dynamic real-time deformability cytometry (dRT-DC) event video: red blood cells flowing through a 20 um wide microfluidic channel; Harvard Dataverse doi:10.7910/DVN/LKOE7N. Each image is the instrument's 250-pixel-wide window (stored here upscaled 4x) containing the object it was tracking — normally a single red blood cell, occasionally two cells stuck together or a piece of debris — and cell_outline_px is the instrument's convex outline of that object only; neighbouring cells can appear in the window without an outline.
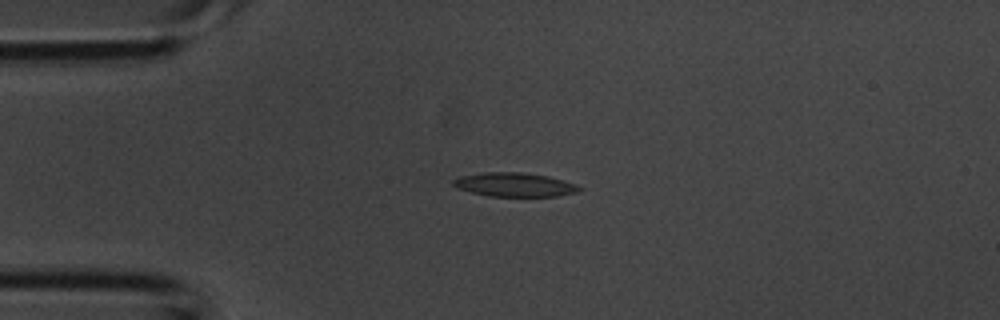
{"species": "common noctule bat (a hibernating species)", "species_latin": "Nyctalus noctula", "temperature_condition": "room temperature", "stored_images_in_passage": 3, "camera_frame_rate_fps": 3000, "um_per_image_px": 0.085, "animal": {"sex": "male", "body_mass_g": 20.1, "forearm_length_mm": 53.5}, "frame": {"image": 1, "passage_image": 2, "time_ms": 0.333, "image_size_px": [1000, 320], "cell_outline_px": [[584, 188], [576, 192], [556, 196], [488, 196], [456, 188], [452, 184], [452, 180], [460, 176], [484, 172], [520, 172], [548, 176], [576, 184]], "centroid_in_image_um": [43.71, 15.69], "position_along_channel_um": 41.3, "area_um2": 17.51}}